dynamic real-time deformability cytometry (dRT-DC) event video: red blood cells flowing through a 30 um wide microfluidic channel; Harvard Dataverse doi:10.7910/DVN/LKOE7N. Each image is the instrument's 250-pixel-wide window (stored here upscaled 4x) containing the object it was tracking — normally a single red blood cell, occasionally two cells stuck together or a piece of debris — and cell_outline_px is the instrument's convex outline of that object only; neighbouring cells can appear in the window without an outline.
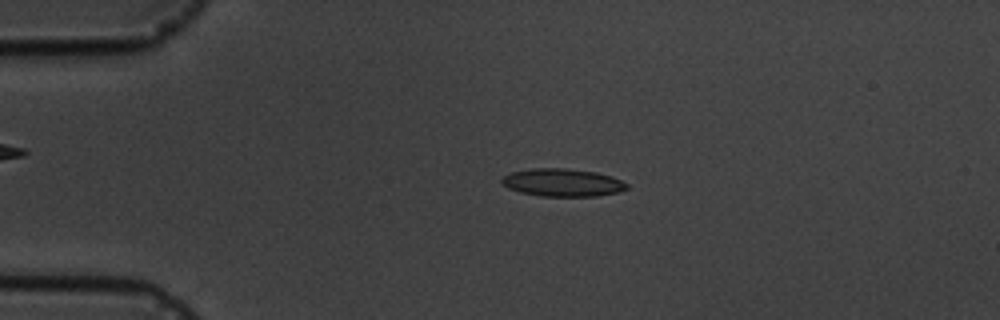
{"species": "common noctule bat (a hibernating species)", "species_latin": "Nyctalus noctula", "temperature_condition": "cold", "stored_images_in_passage": 4, "camera_frame_rate_fps": 3000, "um_per_image_px": 0.085, "animal": {"sex": "male", "body_mass_g": 19.5, "forearm_length_mm": 54.6}, "frame": {"image": 1, "passage_image": 3, "time_ms": 2.333, "image_size_px": [1000, 320], "cell_outline_px": [[628, 188], [616, 192], [596, 196], [540, 196], [520, 192], [508, 188], [500, 184], [500, 180], [504, 176], [512, 172], [532, 168], [564, 168], [596, 172], [612, 176], [628, 184]], "centroid_in_image_um": [47.78, 15.51], "position_along_channel_um": 37.2, "area_um2": 20.23}}